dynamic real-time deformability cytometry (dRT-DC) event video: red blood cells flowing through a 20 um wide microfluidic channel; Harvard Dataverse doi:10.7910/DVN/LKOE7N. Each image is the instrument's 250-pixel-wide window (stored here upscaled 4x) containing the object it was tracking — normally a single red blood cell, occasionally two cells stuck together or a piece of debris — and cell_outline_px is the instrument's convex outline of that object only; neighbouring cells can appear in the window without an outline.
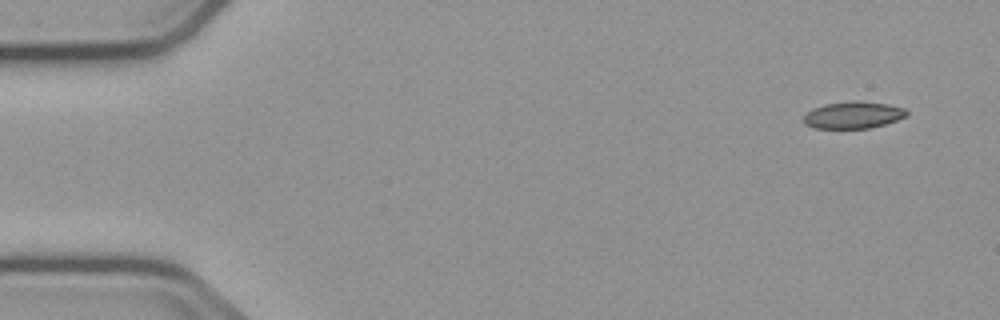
{"species": "common noctule bat (a hibernating species)", "species_latin": "Nyctalus noctula", "temperature_condition": "cold", "stored_images_in_passage": 5, "camera_frame_rate_fps": 3000, "um_per_image_px": 0.085, "animal": {"sex": "male", "body_mass_g": 23.1, "forearm_length_mm": 52.7}, "frame": {"image": 1, "passage_image": 1, "time_ms": 0.0, "image_size_px": [1000, 320], "cell_outline_px": [[908, 116], [872, 128], [812, 128], [804, 124], [804, 116], [812, 108], [824, 104], [852, 100], [860, 100], [888, 104], [904, 108], [908, 112]], "centroid_in_image_um": [72.52, 9.76], "position_along_channel_um": 12.5, "area_um2": 16.36}}